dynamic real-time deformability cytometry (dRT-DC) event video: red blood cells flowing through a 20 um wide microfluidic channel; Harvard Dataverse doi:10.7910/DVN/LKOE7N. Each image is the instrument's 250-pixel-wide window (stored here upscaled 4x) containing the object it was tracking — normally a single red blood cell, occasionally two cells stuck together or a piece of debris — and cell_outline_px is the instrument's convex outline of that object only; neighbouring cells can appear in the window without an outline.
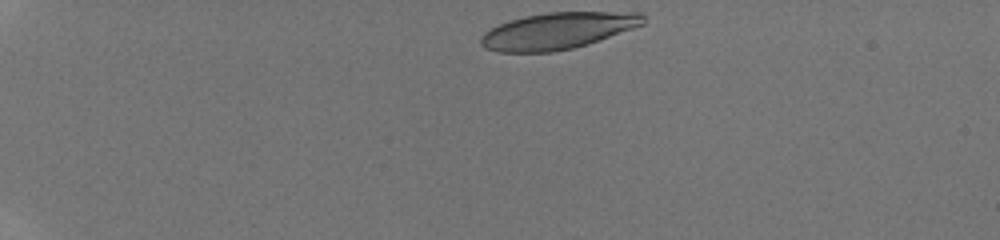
{"species": "human", "species_latin": "Homo sapiens", "temperature_condition": "room temperature", "stored_images_in_passage": 40, "camera_frame_rate_fps": 3000, "um_per_image_px": 0.085, "donor": {"sex": "male"}, "frame": {"image": 1, "passage_image": 1, "time_ms": 0.0, "image_size_px": [1000, 240], "cell_outline_px": [[644, 24], [588, 44], [572, 48], [552, 52], [500, 52], [484, 48], [480, 44], [480, 36], [484, 32], [500, 24], [524, 16], [548, 12], [644, 12]], "centroid_in_image_um": [47.4, 2.62], "position_along_channel_um": 37.6, "area_um2": 34.51}}
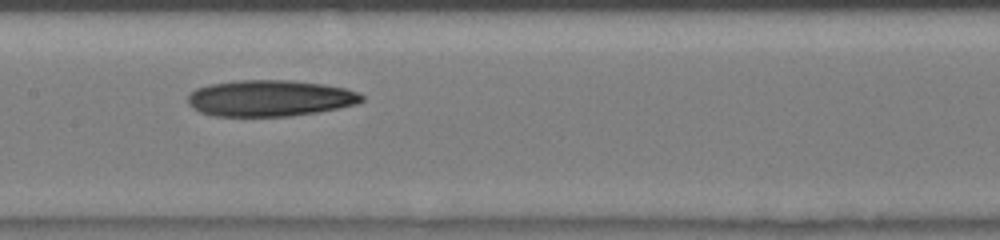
{"frame": {"image": 2, "passage_image": 18, "time_ms": 5.667, "image_size_px": [1000, 240], "cell_outline_px": [[364, 100], [356, 104], [340, 108], [292, 116], [216, 116], [200, 112], [192, 108], [188, 104], [188, 96], [196, 88], [208, 84], [236, 80], [292, 80], [324, 84], [344, 88], [356, 92], [364, 96]], "centroid_in_image_um": [22.93, 8.34], "position_along_channel_um": 184.5, "area_um2": 36.93}}
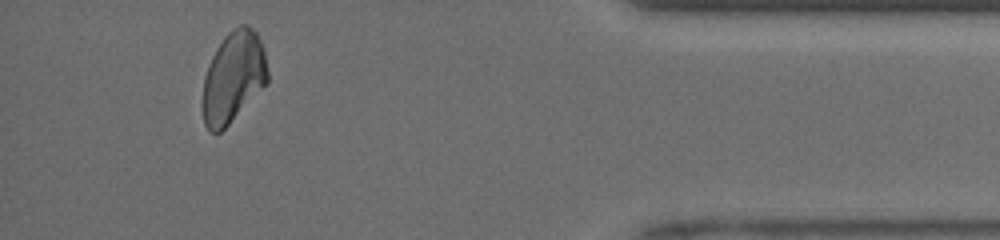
{"frame": {"image": 3, "passage_image": 37, "time_ms": 12.0, "image_size_px": [1000, 240], "cell_outline_px": [[268, 80], [228, 124], [220, 132], [212, 132], [204, 124], [204, 76], [208, 64], [216, 48], [224, 36], [232, 28], [240, 24], [248, 24], [256, 32], [264, 48], [268, 72]], "centroid_in_image_um": [19.84, 6.47], "position_along_channel_um": 415.4, "area_um2": 33.81}}